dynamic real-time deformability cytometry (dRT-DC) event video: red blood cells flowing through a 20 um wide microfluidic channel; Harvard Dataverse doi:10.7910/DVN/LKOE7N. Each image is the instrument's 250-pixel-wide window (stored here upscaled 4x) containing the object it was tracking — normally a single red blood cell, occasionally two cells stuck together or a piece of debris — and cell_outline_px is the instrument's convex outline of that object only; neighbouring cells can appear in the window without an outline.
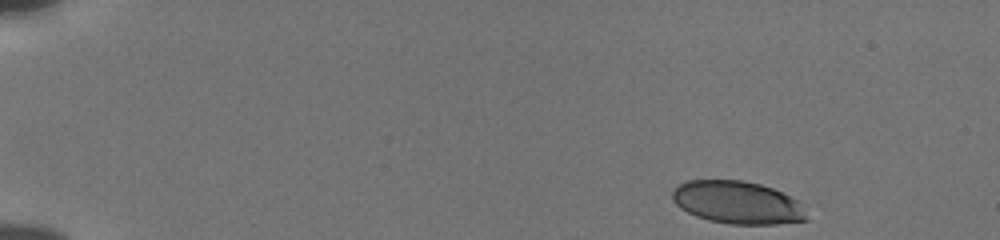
{"species": "human", "species_latin": "Homo sapiens", "temperature_condition": "cold", "stored_images_in_passage": 49, "camera_frame_rate_fps": 3000, "um_per_image_px": 0.085, "donor": {"sex": "male"}, "frame": {"image": 1, "passage_image": 1, "time_ms": 0.0, "image_size_px": [1000, 240], "cell_outline_px": [[808, 220], [776, 224], [732, 224], [708, 220], [696, 216], [680, 208], [672, 200], [672, 192], [680, 184], [688, 180], [744, 180], [760, 184], [772, 188], [796, 200]], "centroid_in_image_um": [62.63, 17.21], "position_along_channel_um": 22.4, "area_um2": 33.0}}
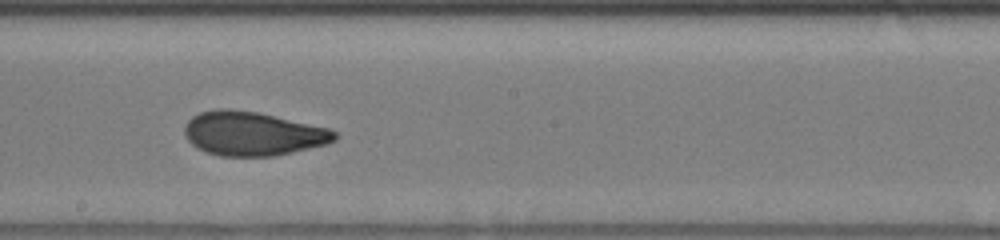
{"frame": {"image": 2, "passage_image": 27, "time_ms": 8.667, "image_size_px": [1000, 240], "cell_outline_px": [[340, 136], [336, 140], [328, 144], [292, 152], [272, 156], [220, 156], [196, 148], [188, 140], [184, 132], [184, 128], [188, 120], [192, 116], [200, 112], [220, 108], [228, 108], [256, 112], [332, 128]], "centroid_in_image_um": [21.51, 11.35], "position_along_channel_um": 226.7, "area_um2": 38.67}}
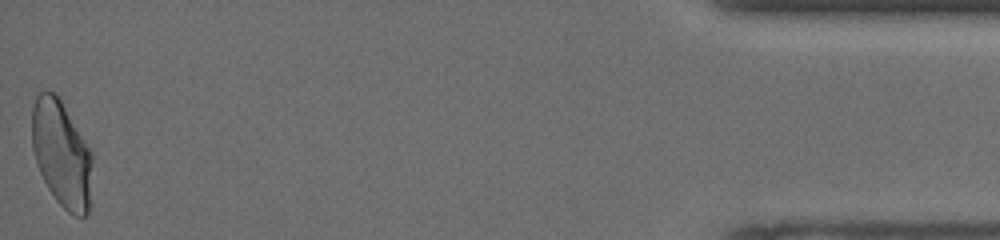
{"frame": {"image": 3, "passage_image": 49, "time_ms": 16.0, "image_size_px": [1000, 240], "cell_outline_px": [[92, 160], [88, 212], [84, 216], [76, 216], [68, 212], [56, 200], [48, 188], [36, 164], [32, 148], [32, 108], [36, 96], [44, 88], [56, 92], [92, 152]], "centroid_in_image_um": [5.21, 13.03], "position_along_channel_um": 430.0, "area_um2": 37.45}, "authors_computed_cell_mechanics": {"area_um2": 37.1654, "velocity_mm_per_s": 3.8233, "shape_relaxation_time_tau1_ms": 4.3819, "shape_relaxation_time_tau2_ms": 1.2056, "deformation_change_tau1": 0.1524, "deformation_change_tau2": 0.0718}}